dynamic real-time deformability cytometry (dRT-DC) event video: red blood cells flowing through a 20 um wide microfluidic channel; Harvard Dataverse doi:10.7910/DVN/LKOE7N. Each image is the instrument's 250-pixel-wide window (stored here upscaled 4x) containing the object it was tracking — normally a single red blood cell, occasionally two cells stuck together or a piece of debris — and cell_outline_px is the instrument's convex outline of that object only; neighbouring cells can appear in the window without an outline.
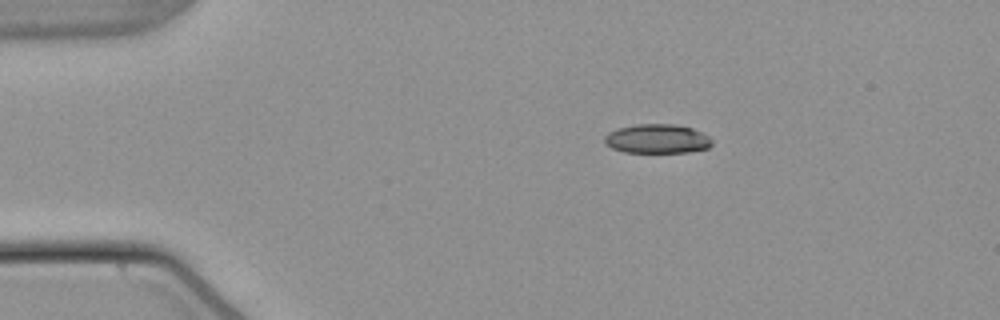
{"species": "common noctule bat (a hibernating species)", "species_latin": "Nyctalus noctula", "temperature_condition": "warm", "stored_images_in_passage": 45, "camera_frame_rate_fps": 3000, "um_per_image_px": 0.085, "animal": {"sex": "male", "body_mass_g": 21.5, "forearm_length_mm": 52.0}, "frame": {"image": 1, "passage_image": 1, "time_ms": 0.0, "image_size_px": [1000, 320], "cell_outline_px": [[712, 144], [708, 148], [688, 152], [624, 152], [612, 148], [604, 140], [604, 136], [608, 132], [616, 128], [636, 124], [676, 124], [692, 128], [708, 136], [712, 140]], "centroid_in_image_um": [55.85, 11.79], "position_along_channel_um": 29.2, "area_um2": 18.26}}
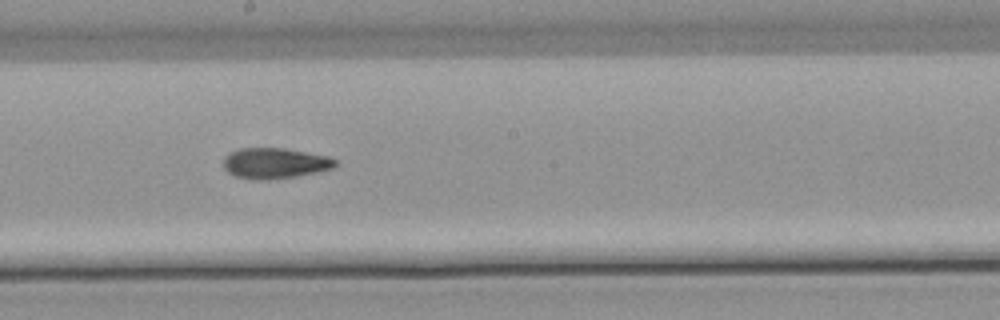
{"frame": {"image": 2, "passage_image": 21, "time_ms": 6.667, "image_size_px": [1000, 320], "cell_outline_px": [[336, 164], [332, 168], [316, 172], [296, 176], [268, 180], [256, 180], [236, 176], [228, 172], [224, 168], [224, 156], [228, 152], [240, 148], [284, 148], [328, 156], [336, 160]], "centroid_in_image_um": [23.33, 13.87], "position_along_channel_um": 224.9, "area_um2": 19.94}}
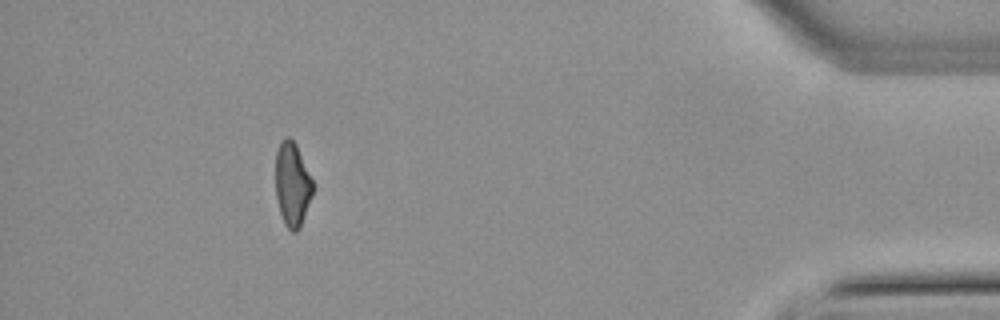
{"frame": {"image": 3, "passage_image": 40, "time_ms": 13.0, "image_size_px": [1000, 320], "cell_outline_px": [[312, 196], [300, 228], [296, 232], [292, 232], [284, 224], [280, 212], [276, 196], [276, 152], [280, 140], [284, 136], [288, 136], [296, 144], [312, 180]], "centroid_in_image_um": [24.83, 15.67], "position_along_channel_um": 410.4, "area_um2": 18.15}, "authors_computed_cell_mechanics": {"area_um2": 19.5364, "velocity_mm_per_s": 3.8344, "shape_relaxation_time_tau1_ms": 5.9636, "shape_relaxation_time_tau2_ms": 3.4964, "deformation_change_tau1": 0.1921, "deformation_change_tau2": 0.1174}}